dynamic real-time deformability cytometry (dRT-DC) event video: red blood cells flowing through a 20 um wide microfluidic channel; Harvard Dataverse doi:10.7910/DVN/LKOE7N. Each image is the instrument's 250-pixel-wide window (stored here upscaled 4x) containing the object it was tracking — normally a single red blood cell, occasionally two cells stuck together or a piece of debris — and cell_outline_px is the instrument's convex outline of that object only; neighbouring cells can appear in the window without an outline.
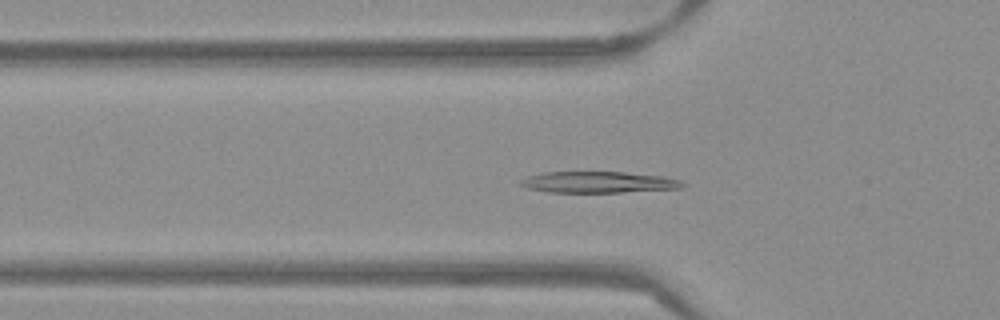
{"species": "Egyptian fruit bat (a non-hibernating species)", "species_latin": "Rousettus aegyptiacus", "temperature_condition": "warm", "stored_images_in_passage": 48, "camera_frame_rate_fps": 3000, "um_per_image_px": 0.085, "frame": {"image": 1, "passage_image": 13, "time_ms": 4.0, "image_size_px": [1000, 320], "cell_outline_px": [[688, 184], [684, 188], [620, 192], [548, 192], [524, 188], [520, 184], [520, 180], [528, 176], [544, 172], [624, 172], [664, 176], [680, 180]], "centroid_in_image_um": [50.89, 15.49], "position_along_channel_um": 74.9, "area_um2": 20.23}}
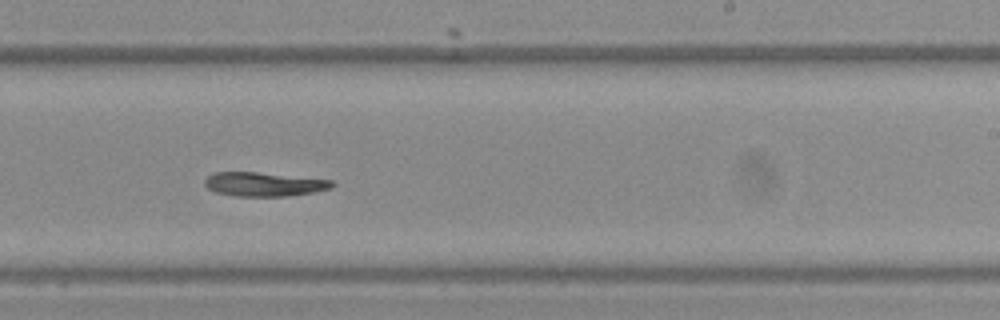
{"frame": {"image": 2, "passage_image": 28, "time_ms": 9.0, "image_size_px": [1000, 320], "cell_outline_px": [[336, 184], [332, 188], [312, 192], [288, 196], [236, 196], [216, 192], [208, 188], [204, 184], [204, 180], [212, 172], [256, 172], [332, 180]], "centroid_in_image_um": [22.43, 15.65], "position_along_channel_um": 266.6, "area_um2": 17.74}}
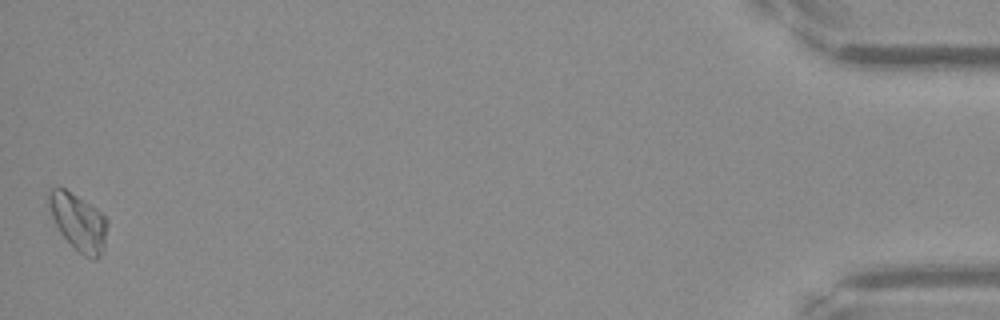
{"frame": {"image": 3, "passage_image": 48, "time_ms": 15.667, "image_size_px": [1000, 320], "cell_outline_px": [[108, 224], [104, 248], [100, 256], [96, 260], [92, 260], [84, 256], [60, 232], [52, 216], [48, 204], [48, 188], [60, 184], [96, 208], [108, 220]], "centroid_in_image_um": [6.66, 18.82], "position_along_channel_um": 428.5, "area_um2": 19.65}, "authors_computed_cell_mechanics": {"area_um2": 18.5249, "velocity_mm_per_s": 3.8187, "shape_relaxation_time_tau1_ms": null, "shape_relaxation_time_tau2_ms": 7.9903, "deformation_change_tau1": null, "deformation_change_tau2": 0.1527}}